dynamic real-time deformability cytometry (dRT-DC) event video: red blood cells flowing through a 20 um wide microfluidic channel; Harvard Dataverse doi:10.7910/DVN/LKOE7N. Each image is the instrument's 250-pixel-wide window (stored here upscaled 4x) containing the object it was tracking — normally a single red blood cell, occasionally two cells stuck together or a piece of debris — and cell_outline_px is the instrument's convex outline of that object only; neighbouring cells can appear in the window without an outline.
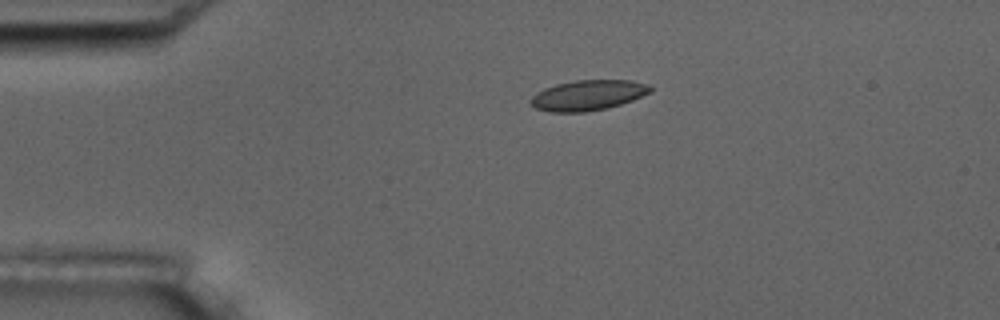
{"species": "common noctule bat (a hibernating species)", "species_latin": "Nyctalus noctula", "temperature_condition": "room temperature", "stored_images_in_passage": 4, "camera_frame_rate_fps": 3000, "um_per_image_px": 0.085, "animal": {"sex": "male", "body_mass_g": 17.5, "forearm_length_mm": 52.3}, "frame": {"image": 1, "passage_image": 3, "time_ms": 3.0, "image_size_px": [1000, 320], "cell_outline_px": [[652, 92], [632, 100], [608, 108], [584, 112], [548, 112], [536, 108], [528, 100], [536, 92], [544, 88], [556, 84], [576, 80], [628, 80], [648, 84], [652, 88]], "centroid_in_image_um": [49.96, 8.09], "position_along_channel_um": 35.0, "area_um2": 21.21}}